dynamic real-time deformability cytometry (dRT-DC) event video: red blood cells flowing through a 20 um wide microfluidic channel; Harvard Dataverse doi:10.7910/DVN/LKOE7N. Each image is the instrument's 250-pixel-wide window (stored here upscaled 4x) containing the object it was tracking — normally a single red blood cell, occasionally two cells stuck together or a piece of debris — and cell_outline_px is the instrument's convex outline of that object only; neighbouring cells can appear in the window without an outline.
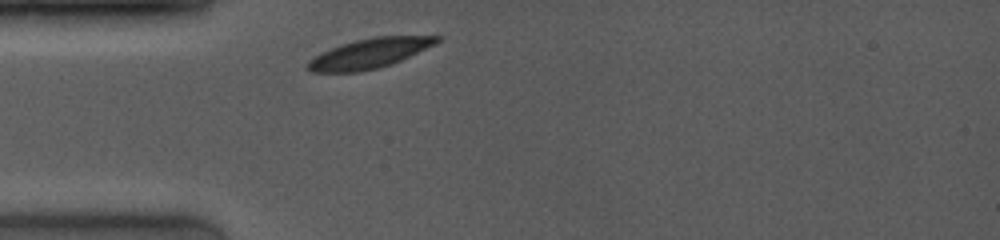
{"species": "common noctule bat (a hibernating species)", "species_latin": "Nyctalus noctula", "temperature_condition": "room temperature", "stored_images_in_passage": 7, "camera_frame_rate_fps": 4000, "um_per_image_px": 0.085, "animal": {"sex": "female", "body_mass_g": 19.0, "forearm_length_mm": 53.3}, "frame": {"image": 1, "passage_image": 1, "time_ms": 0.0, "image_size_px": [1000, 240], "cell_outline_px": [[444, 36], [436, 44], [392, 64], [360, 72], [312, 72], [304, 68], [304, 64], [308, 60], [320, 52], [340, 44], [372, 36]], "centroid_in_image_um": [31.35, 4.54], "position_along_channel_um": 53.7, "area_um2": 22.66}}
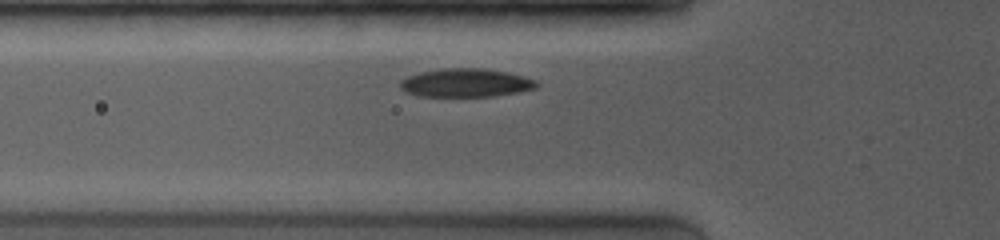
{"frame": {"image": 2, "passage_image": 3, "time_ms": 1.0, "image_size_px": [1000, 240], "cell_outline_px": [[540, 84], [536, 88], [520, 92], [492, 96], [420, 96], [408, 92], [400, 88], [400, 80], [408, 76], [420, 72], [444, 68], [484, 68], [508, 72], [524, 76], [536, 80]], "centroid_in_image_um": [39.63, 7.03], "position_along_channel_um": 86.2, "area_um2": 22.66}}